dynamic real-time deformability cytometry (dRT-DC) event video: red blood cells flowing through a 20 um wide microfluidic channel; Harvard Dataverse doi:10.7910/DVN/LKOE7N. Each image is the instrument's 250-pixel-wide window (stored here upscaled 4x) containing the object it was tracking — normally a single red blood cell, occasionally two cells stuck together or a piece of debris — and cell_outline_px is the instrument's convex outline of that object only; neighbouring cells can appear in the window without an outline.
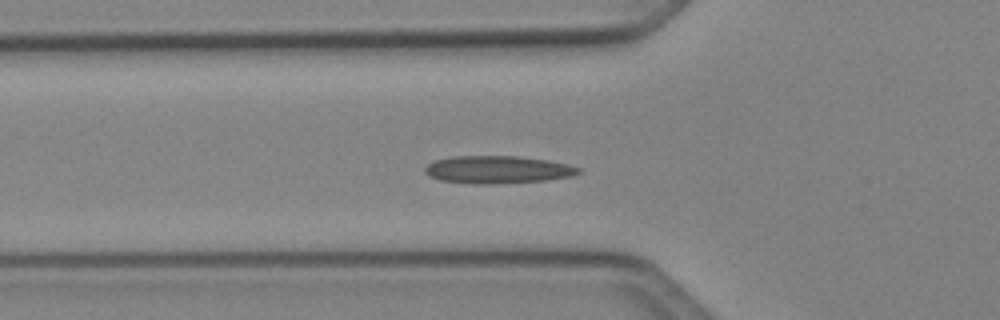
{"species": "Egyptian fruit bat (a non-hibernating species)", "species_latin": "Rousettus aegyptiacus", "temperature_condition": "cold", "stored_images_in_passage": 29, "camera_frame_rate_fps": 3000, "um_per_image_px": 0.085, "animal": {"sex": "female"}, "frame": {"image": 1, "passage_image": 2, "time_ms": 0.333, "image_size_px": [1000, 320], "cell_outline_px": [[580, 172], [572, 176], [548, 180], [488, 184], [472, 184], [440, 180], [428, 176], [424, 172], [424, 168], [428, 164], [436, 160], [452, 156], [516, 156], [548, 160], [568, 164], [580, 168]], "centroid_in_image_um": [42.28, 14.42], "position_along_channel_um": 83.5, "area_um2": 24.74}}
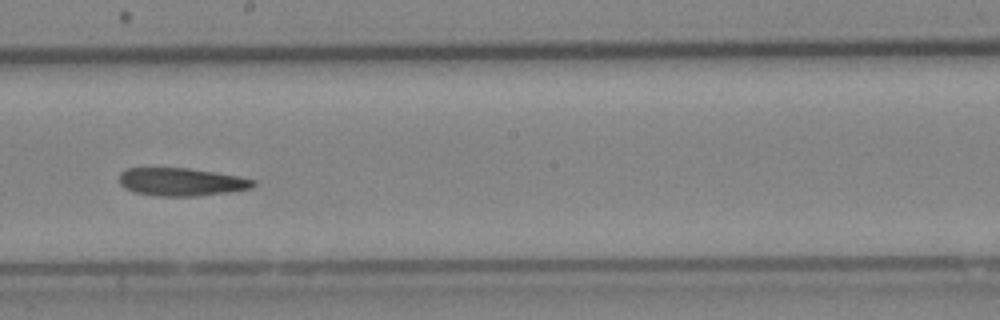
{"frame": {"image": 2, "passage_image": 13, "time_ms": 4.0, "image_size_px": [1000, 320], "cell_outline_px": [[256, 184], [252, 188], [228, 192], [200, 196], [156, 196], [132, 192], [124, 188], [120, 184], [120, 172], [128, 168], [188, 168], [216, 172], [240, 176], [256, 180]], "centroid_in_image_um": [15.43, 15.46], "position_along_channel_um": 232.8, "area_um2": 22.08}}
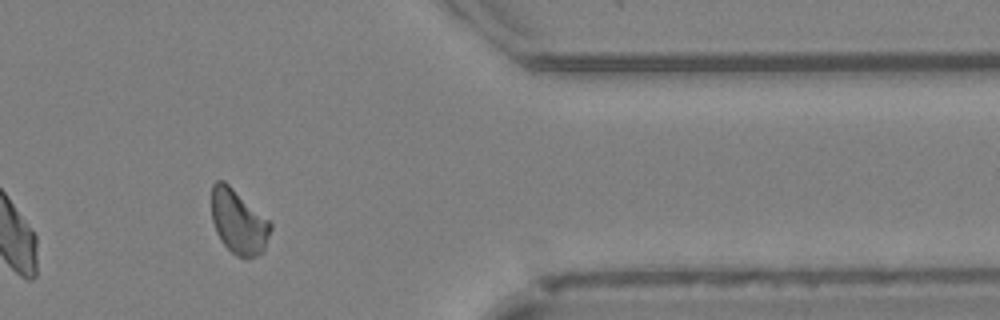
{"frame": {"image": 3, "passage_image": 26, "time_ms": 8.333, "image_size_px": [1000, 320], "cell_outline_px": [[272, 228], [264, 248], [256, 256], [236, 256], [220, 240], [216, 232], [212, 220], [212, 184], [216, 180], [224, 180], [272, 220]], "centroid_in_image_um": [20.29, 18.8], "position_along_channel_um": 391.1, "area_um2": 22.31}}